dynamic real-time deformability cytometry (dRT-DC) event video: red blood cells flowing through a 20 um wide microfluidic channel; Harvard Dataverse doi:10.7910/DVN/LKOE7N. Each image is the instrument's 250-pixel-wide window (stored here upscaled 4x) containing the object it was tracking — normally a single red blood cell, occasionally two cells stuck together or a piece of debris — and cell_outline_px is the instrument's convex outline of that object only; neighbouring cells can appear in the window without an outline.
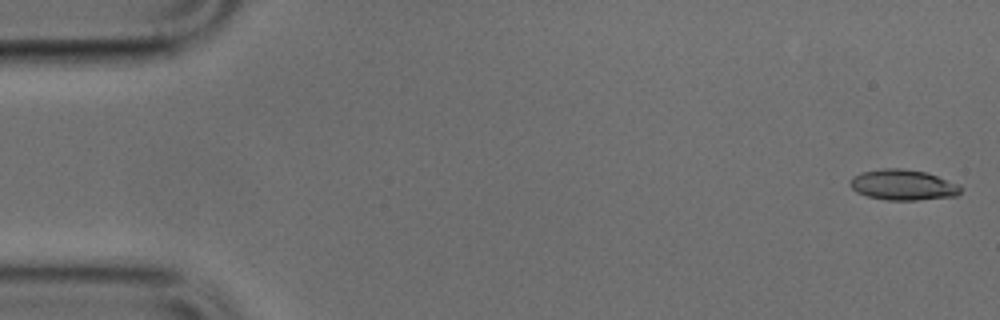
{"species": "common noctule bat (a hibernating species)", "species_latin": "Nyctalus noctula", "temperature_condition": "cold", "stored_images_in_passage": 50, "segment_of_instrument_passage": [1, 2], "camera_frame_rate_fps": 3000, "um_per_image_px": 0.085, "animal": {"sex": "male", "body_mass_g": 17.9, "forearm_length_mm": 54.2}, "frame": {"image": 1, "passage_image": 1, "time_ms": 0.0, "image_size_px": [1000, 320], "cell_outline_px": [[964, 188], [956, 196], [916, 200], [888, 200], [868, 196], [856, 192], [848, 184], [852, 176], [860, 172], [884, 168], [900, 168], [924, 172], [960, 184]], "centroid_in_image_um": [76.74, 15.71], "position_along_channel_um": 8.3, "area_um2": 19.77}}
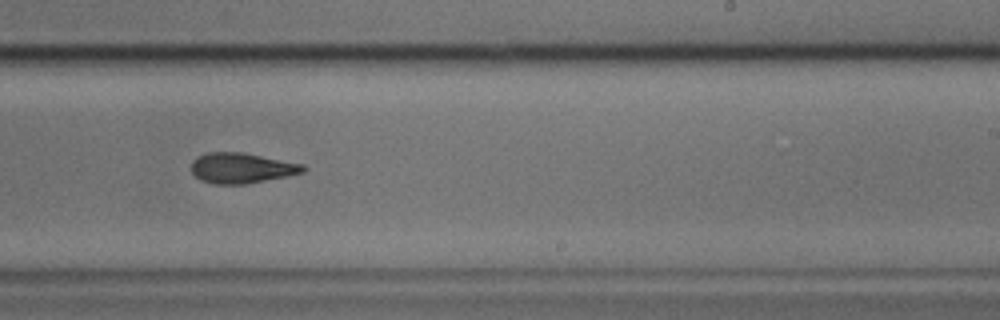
{"frame": {"image": 2, "passage_image": 30, "time_ms": 9.667, "image_size_px": [1000, 320], "cell_outline_px": [[308, 168], [304, 172], [288, 176], [244, 184], [212, 184], [200, 180], [192, 172], [192, 160], [196, 156], [208, 152], [240, 152], [304, 164]], "centroid_in_image_um": [20.53, 14.28], "position_along_channel_um": 268.5, "area_um2": 19.83}}
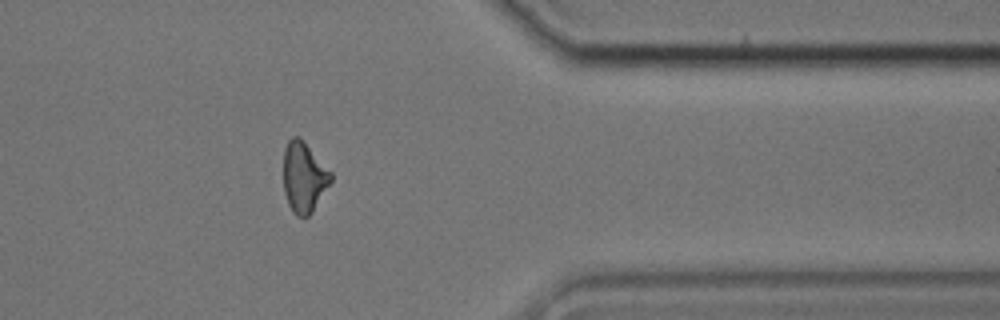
{"frame": {"image": 3, "passage_image": 40, "time_ms": 13.0, "image_size_px": [1000, 320], "cell_outline_px": [[332, 180], [312, 212], [308, 216], [296, 216], [292, 212], [288, 204], [284, 192], [284, 148], [288, 140], [292, 136], [300, 136], [332, 172]], "centroid_in_image_um": [25.83, 15.04], "position_along_channel_um": 385.6, "area_um2": 19.54}}